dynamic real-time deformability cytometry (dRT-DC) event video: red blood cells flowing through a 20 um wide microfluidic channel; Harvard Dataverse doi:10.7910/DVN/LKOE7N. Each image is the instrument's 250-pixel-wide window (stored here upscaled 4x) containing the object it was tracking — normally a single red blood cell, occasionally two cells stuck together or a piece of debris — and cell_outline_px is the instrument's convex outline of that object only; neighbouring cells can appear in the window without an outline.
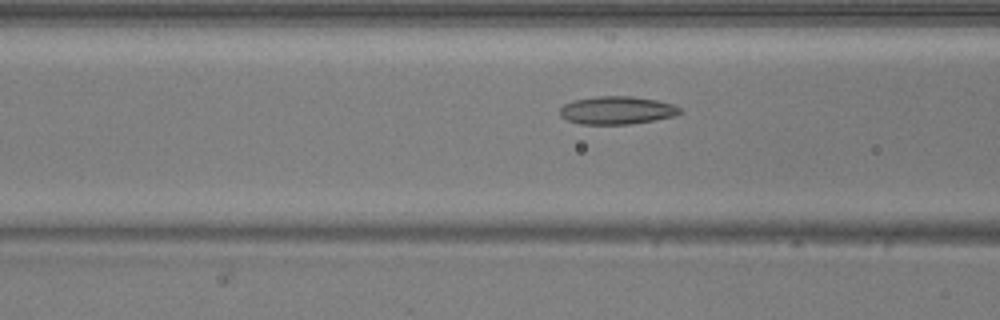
{"species": "common noctule bat (a hibernating species)", "species_latin": "Nyctalus noctula", "temperature_condition": "warm", "stored_images_in_passage": 35, "camera_frame_rate_fps": 3000, "um_per_image_px": 0.085, "animal": {"sex": "male", "body_mass_g": 20.5, "forearm_length_mm": 52.5}, "frame": {"image": 1, "passage_image": 5, "time_ms": 1.333, "image_size_px": [1000, 320], "cell_outline_px": [[684, 112], [672, 116], [632, 124], [580, 124], [568, 120], [560, 116], [560, 108], [564, 104], [572, 100], [596, 96], [632, 96], [656, 100], [672, 104], [680, 108]], "centroid_in_image_um": [52.41, 9.37], "position_along_channel_um": 114.2, "area_um2": 19.54}}
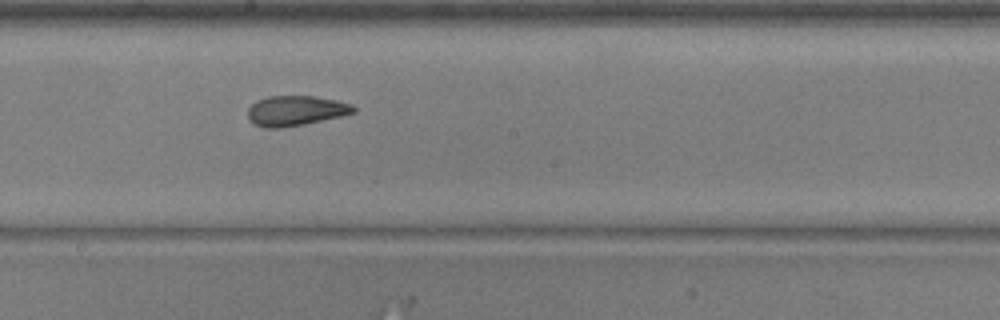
{"frame": {"image": 2, "passage_image": 13, "time_ms": 4.0, "image_size_px": [1000, 320], "cell_outline_px": [[356, 112], [340, 116], [304, 124], [280, 128], [264, 128], [252, 124], [248, 120], [248, 108], [256, 100], [268, 96], [312, 96], [336, 100], [352, 104], [356, 108]], "centroid_in_image_um": [25.09, 9.41], "position_along_channel_um": 223.1, "area_um2": 18.61}}
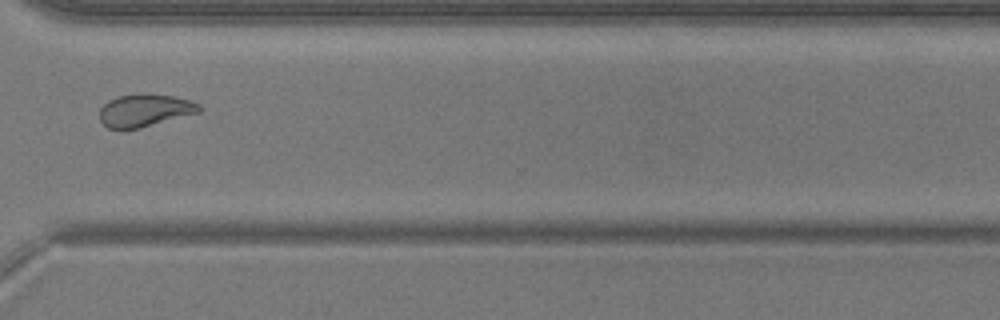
{"frame": {"image": 3, "passage_image": 23, "time_ms": 7.333, "image_size_px": [1000, 320], "cell_outline_px": [[200, 112], [140, 128], [108, 128], [100, 120], [100, 108], [108, 100], [120, 96], [172, 96], [188, 100], [200, 104]], "centroid_in_image_um": [12.3, 9.42], "position_along_channel_um": 358.3, "area_um2": 18.03}, "authors_computed_cell_mechanics": {"area_um2": 19.363, "velocity_mm_per_s": 4.0718, "shape_relaxation_time_tau1_ms": 6.1128, "shape_relaxation_time_tau2_ms": 1.7074, "deformation_change_tau1": 0.1287, "deformation_change_tau2": 0.0796}}